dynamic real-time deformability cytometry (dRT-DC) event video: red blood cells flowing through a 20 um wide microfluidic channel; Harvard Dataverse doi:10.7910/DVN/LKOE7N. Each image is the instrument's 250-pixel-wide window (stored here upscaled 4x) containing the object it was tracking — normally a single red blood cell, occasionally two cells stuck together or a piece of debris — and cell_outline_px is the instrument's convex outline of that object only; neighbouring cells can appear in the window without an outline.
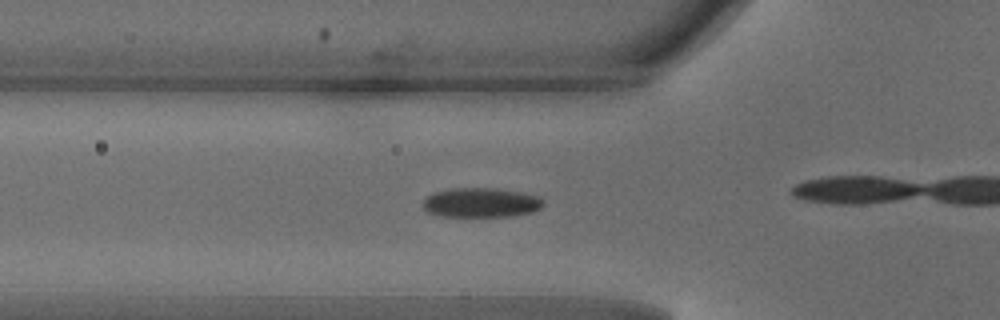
{"species": "common noctule bat (a hibernating species)", "species_latin": "Nyctalus noctula", "temperature_condition": "warm", "stored_images_in_passage": 37, "camera_frame_rate_fps": 3000, "um_per_image_px": 0.085, "animal": {"sex": "male", "body_mass_g": 18.8}, "frame": {"image": 1, "passage_image": 16, "time_ms": 5.0, "image_size_px": [1000, 320], "cell_outline_px": [[544, 204], [540, 208], [532, 212], [512, 216], [440, 216], [428, 212], [424, 208], [424, 200], [432, 192], [452, 188], [496, 188], [520, 192], [540, 196], [544, 200]], "centroid_in_image_um": [40.91, 17.21], "position_along_channel_um": 84.9, "area_um2": 20.75}}
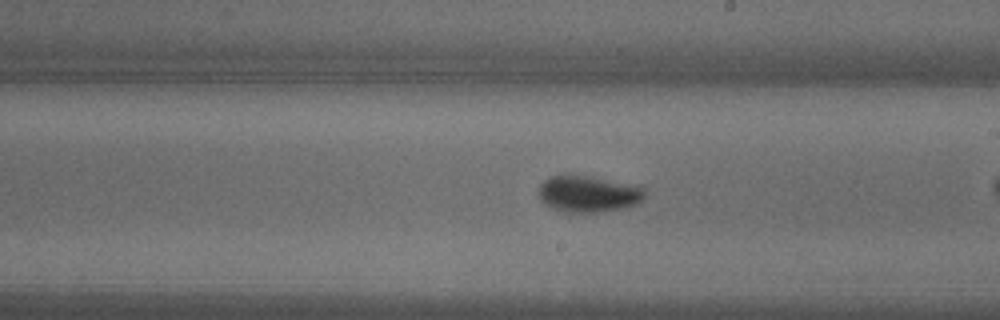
{"frame": {"image": 2, "passage_image": 27, "time_ms": 8.667, "image_size_px": [1000, 320], "cell_outline_px": [[644, 196], [636, 204], [620, 208], [596, 212], [564, 212], [552, 208], [544, 204], [540, 200], [536, 192], [540, 184], [544, 180], [552, 176], [568, 172], [592, 176], [632, 184], [644, 188]], "centroid_in_image_um": [49.91, 16.44], "position_along_channel_um": 239.1, "area_um2": 23.0}}